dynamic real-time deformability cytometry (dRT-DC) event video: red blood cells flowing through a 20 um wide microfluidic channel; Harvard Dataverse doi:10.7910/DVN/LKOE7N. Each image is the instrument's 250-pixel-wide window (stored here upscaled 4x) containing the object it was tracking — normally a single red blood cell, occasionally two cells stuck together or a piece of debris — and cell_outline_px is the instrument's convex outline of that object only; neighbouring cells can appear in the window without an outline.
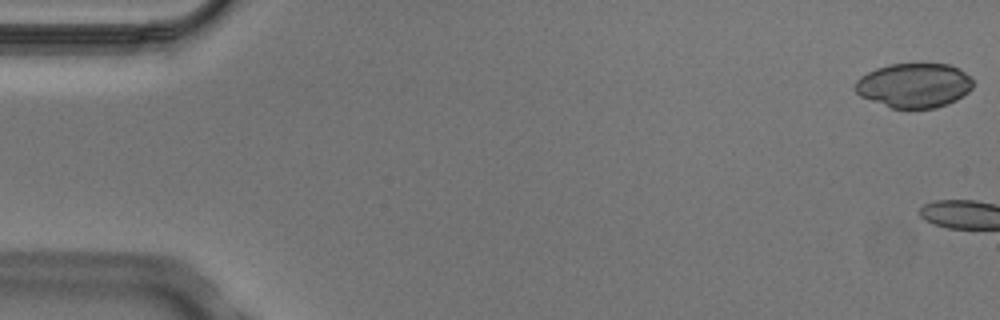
{"species": "Egyptian fruit bat (a non-hibernating species)", "species_latin": "Rousettus aegyptiacus", "temperature_condition": "cold", "stored_images_in_passage": 8, "camera_frame_rate_fps": 3000, "um_per_image_px": 0.085, "animal": {"sex": "male"}, "frame": {"image": 1, "passage_image": 1, "time_ms": 0.0, "image_size_px": [1000, 320], "cell_outline_px": [[972, 88], [964, 96], [948, 104], [936, 108], [892, 108], [860, 96], [852, 88], [856, 80], [860, 76], [876, 68], [888, 64], [948, 64], [960, 68], [972, 80]], "centroid_in_image_um": [77.68, 7.26], "position_along_channel_um": 7.3, "area_um2": 30.69}}
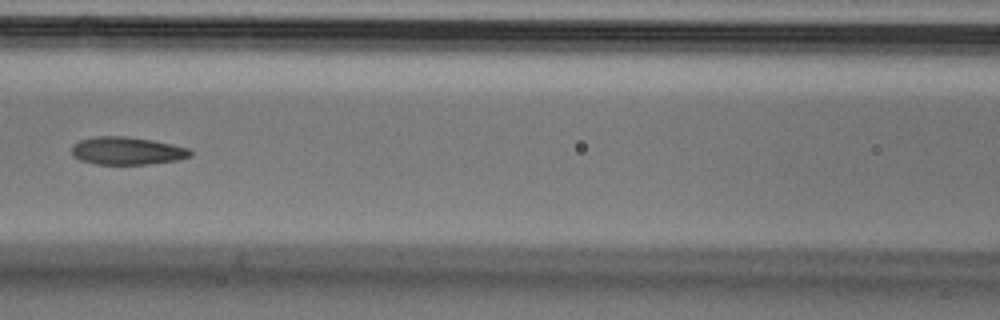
{"frame": {"image": 2, "passage_image": 7, "time_ms": 2.0, "image_size_px": [1000, 320], "cell_outline_px": [[192, 156], [176, 160], [148, 164], [96, 164], [80, 160], [72, 156], [72, 144], [80, 140], [96, 136], [124, 136], [152, 140], [172, 144], [188, 148], [192, 152]], "centroid_in_image_um": [10.77, 12.82], "position_along_channel_um": 155.8, "area_um2": 19.19}}
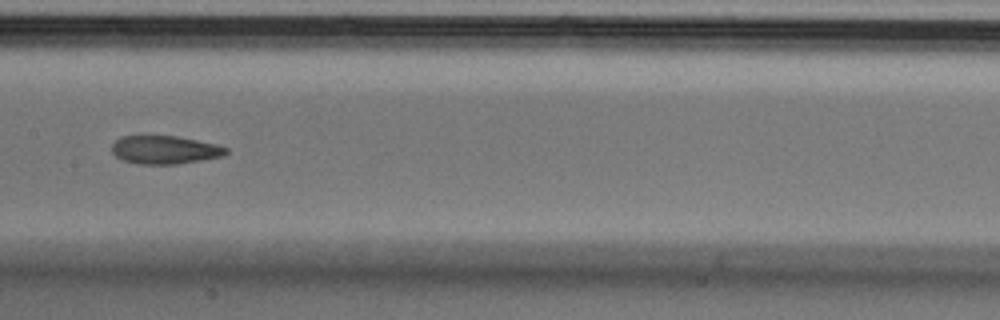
{"frame": {"image": 3, "passage_image": 8, "time_ms": 2.333, "image_size_px": [1000, 320], "cell_outline_px": [[228, 152], [224, 156], [176, 164], [140, 164], [124, 160], [116, 156], [112, 152], [112, 144], [120, 136], [144, 132], [176, 136], [216, 144], [228, 148]], "centroid_in_image_um": [13.95, 12.68], "position_along_channel_um": 193.5, "area_um2": 19.48}}